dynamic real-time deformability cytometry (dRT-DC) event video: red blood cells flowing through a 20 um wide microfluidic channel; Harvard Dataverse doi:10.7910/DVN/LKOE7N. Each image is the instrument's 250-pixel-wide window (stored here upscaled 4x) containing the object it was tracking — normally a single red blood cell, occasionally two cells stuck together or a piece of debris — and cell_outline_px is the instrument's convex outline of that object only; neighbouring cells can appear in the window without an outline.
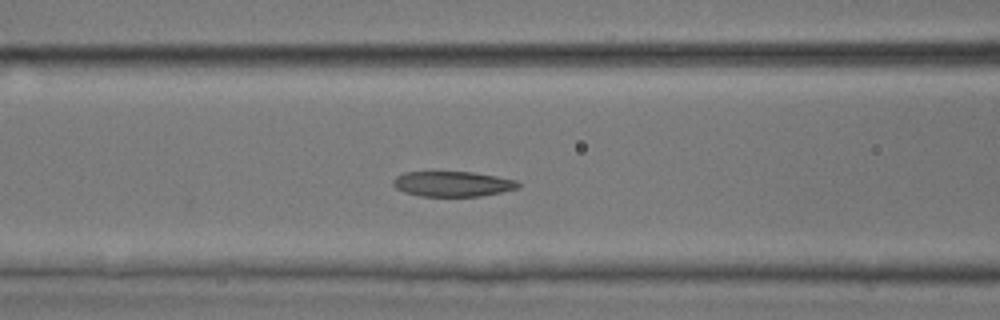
{"species": "common noctule bat (a hibernating species)", "species_latin": "Nyctalus noctula", "temperature_condition": "room temperature", "stored_images_in_passage": 44, "camera_frame_rate_fps": 3000, "um_per_image_px": 0.085, "animal": {"sex": "male", "body_mass_g": 17.9, "forearm_length_mm": 54.2}, "frame": {"image": 1, "passage_image": 18, "time_ms": 5.667, "image_size_px": [1000, 320], "cell_outline_px": [[520, 184], [516, 188], [500, 192], [480, 196], [420, 196], [404, 192], [396, 188], [392, 184], [392, 180], [396, 176], [404, 172], [472, 172], [496, 176], [516, 180]], "centroid_in_image_um": [38.42, 15.63], "position_along_channel_um": 128.2, "area_um2": 18.26}}
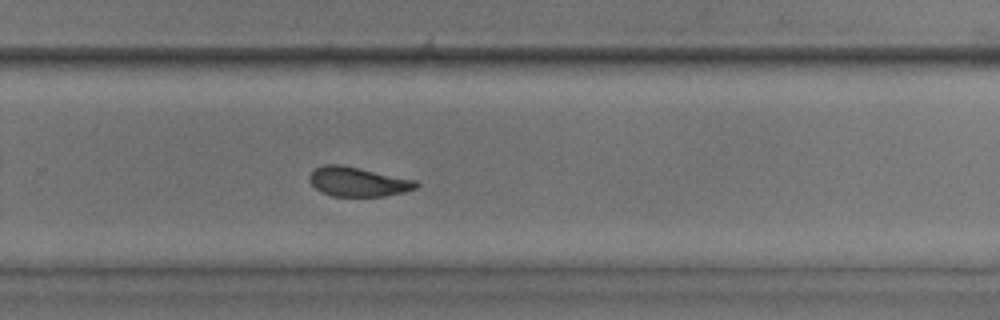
{"frame": {"image": 2, "passage_image": 29, "time_ms": 9.333, "image_size_px": [1000, 320], "cell_outline_px": [[420, 184], [416, 188], [404, 192], [384, 196], [332, 196], [320, 192], [308, 180], [308, 176], [312, 168], [324, 164], [340, 164], [360, 168], [416, 180]], "centroid_in_image_um": [30.38, 15.44], "position_along_channel_um": 299.4, "area_um2": 18.5}}
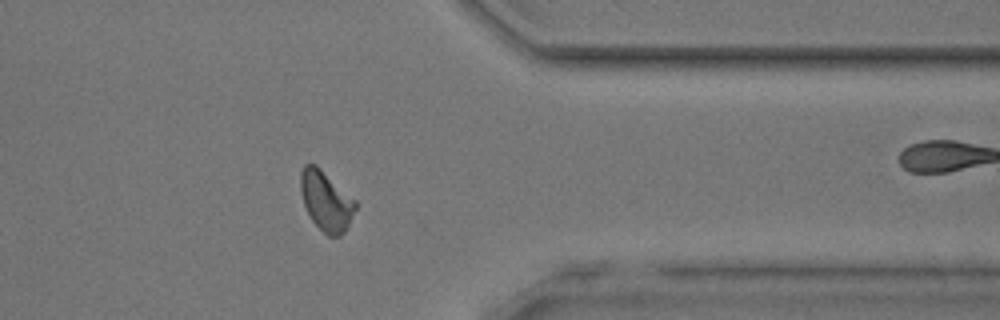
{"frame": {"image": 3, "passage_image": 35, "time_ms": 11.333, "image_size_px": [1000, 320], "cell_outline_px": [[356, 208], [344, 232], [340, 236], [328, 236], [312, 220], [304, 204], [300, 192], [300, 172], [304, 164], [316, 164], [356, 200]], "centroid_in_image_um": [27.7, 17.05], "position_along_channel_um": 383.7, "area_um2": 18.96}}